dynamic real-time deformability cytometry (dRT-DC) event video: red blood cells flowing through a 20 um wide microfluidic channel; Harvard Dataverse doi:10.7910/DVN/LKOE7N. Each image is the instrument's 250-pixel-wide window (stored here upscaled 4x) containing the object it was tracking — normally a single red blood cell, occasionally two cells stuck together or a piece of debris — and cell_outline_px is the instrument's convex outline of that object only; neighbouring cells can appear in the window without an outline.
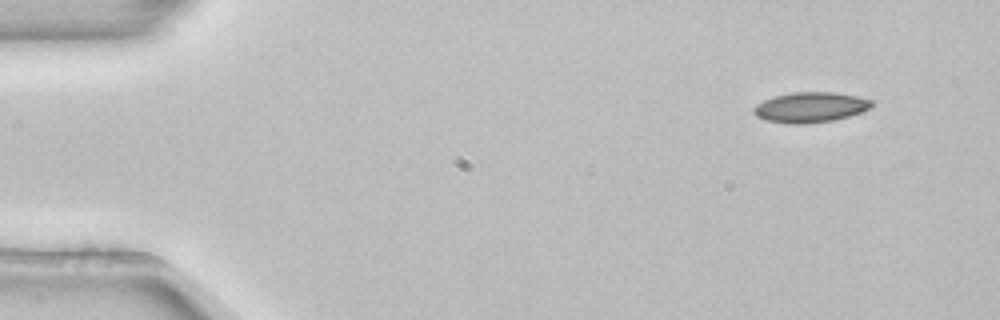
{"species": "common noctule bat (a hibernating species)", "species_latin": "Nyctalus noctula", "temperature_condition": "room temperature", "stored_images_in_passage": 4, "camera_frame_rate_fps": 3000, "um_per_image_px": 0.085, "animal": {"sex": "female", "body_mass_g": 22.7, "forearm_length_mm": 54.2}, "frame": {"image": 1, "passage_image": 1, "time_ms": 0.0, "image_size_px": [1000, 320], "cell_outline_px": [[872, 108], [848, 116], [832, 120], [804, 124], [788, 124], [764, 120], [756, 116], [752, 112], [752, 108], [756, 104], [764, 100], [776, 96], [792, 92], [832, 92], [856, 96], [872, 100]], "centroid_in_image_um": [68.84, 9.12], "position_along_channel_um": 16.2, "area_um2": 20.81}}